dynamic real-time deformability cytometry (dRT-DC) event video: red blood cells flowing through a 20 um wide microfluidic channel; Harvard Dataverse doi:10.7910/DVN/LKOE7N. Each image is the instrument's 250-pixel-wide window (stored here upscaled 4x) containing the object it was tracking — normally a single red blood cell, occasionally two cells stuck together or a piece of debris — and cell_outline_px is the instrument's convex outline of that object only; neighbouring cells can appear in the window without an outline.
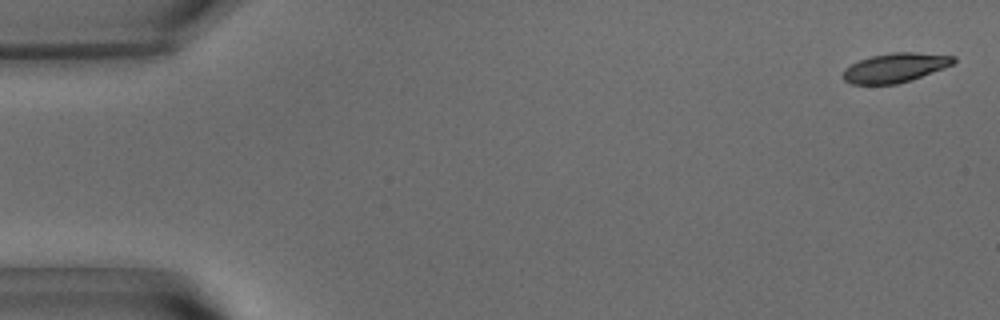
{"species": "common noctule bat (a hibernating species)", "species_latin": "Nyctalus noctula", "temperature_condition": "warm", "stored_images_in_passage": 13, "camera_frame_rate_fps": 3000, "um_per_image_px": 0.085, "animal": {"sex": "male", "body_mass_g": 15.6}, "frame": {"image": 1, "passage_image": 1, "time_ms": 0.0, "image_size_px": [1000, 320], "cell_outline_px": [[956, 60], [952, 64], [944, 68], [912, 80], [896, 84], [852, 84], [844, 80], [840, 76], [844, 68], [860, 60], [872, 56], [892, 52], [916, 52], [956, 56]], "centroid_in_image_um": [76.08, 5.76], "position_along_channel_um": 8.9, "area_um2": 18.96}}